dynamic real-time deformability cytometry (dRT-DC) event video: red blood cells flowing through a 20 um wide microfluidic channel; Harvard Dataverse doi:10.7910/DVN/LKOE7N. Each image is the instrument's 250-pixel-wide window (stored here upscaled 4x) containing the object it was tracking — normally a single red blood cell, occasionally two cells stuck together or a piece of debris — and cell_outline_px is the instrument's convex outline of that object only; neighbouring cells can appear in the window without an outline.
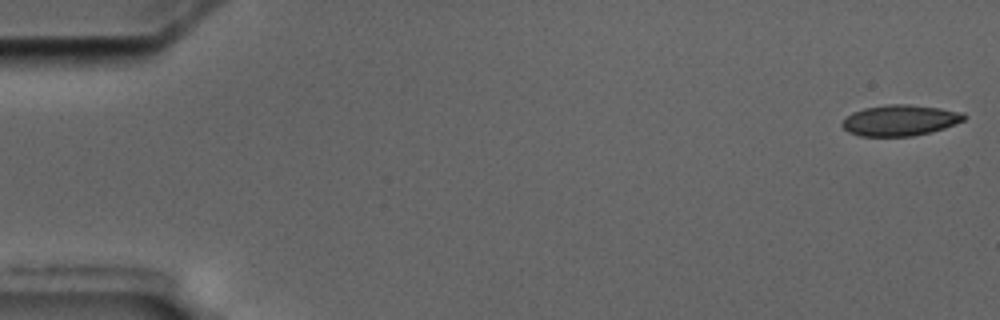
{"species": "common noctule bat (a hibernating species)", "species_latin": "Nyctalus noctula", "temperature_condition": "cold", "stored_images_in_passage": 5, "camera_frame_rate_fps": 3000, "um_per_image_px": 0.085, "animal": {"sex": "male", "body_mass_g": 17.5, "forearm_length_mm": 52.3}, "frame": {"image": 1, "passage_image": 1, "time_ms": 0.0, "image_size_px": [1000, 320], "cell_outline_px": [[968, 116], [964, 120], [944, 128], [912, 136], [860, 136], [848, 132], [840, 124], [852, 112], [864, 108], [888, 104], [908, 104], [940, 108], [964, 112]], "centroid_in_image_um": [76.51, 10.22], "position_along_channel_um": 8.5, "area_um2": 21.91}}
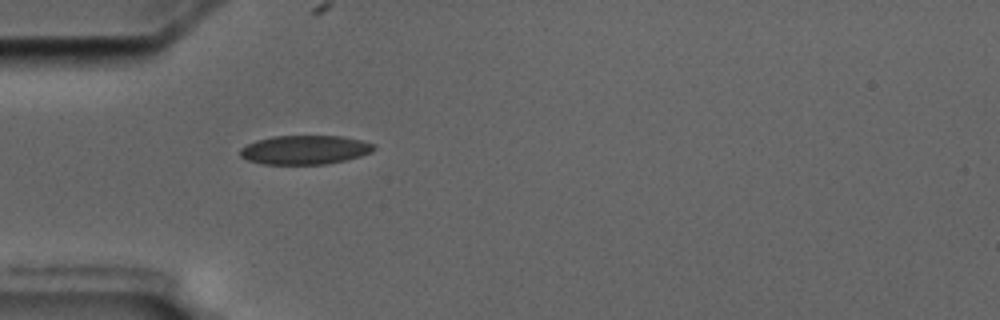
{"frame": {"image": 2, "passage_image": 5, "time_ms": 5.333, "image_size_px": [1000, 320], "cell_outline_px": [[376, 148], [372, 152], [360, 156], [344, 160], [324, 164], [260, 164], [248, 160], [240, 156], [240, 148], [256, 140], [272, 136], [340, 136], [360, 140], [376, 144]], "centroid_in_image_um": [25.91, 12.73], "position_along_channel_um": 59.1, "area_um2": 22.6}}